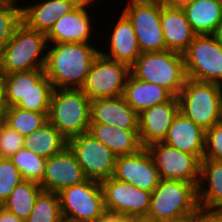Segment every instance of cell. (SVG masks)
I'll list each match as a JSON object with an SVG mask.
<instances>
[{
  "label": "cell",
  "instance_id": "1",
  "mask_svg": "<svg viewBox=\"0 0 222 222\" xmlns=\"http://www.w3.org/2000/svg\"><path fill=\"white\" fill-rule=\"evenodd\" d=\"M93 43H49L45 75L53 88L81 89L93 61L100 53Z\"/></svg>",
  "mask_w": 222,
  "mask_h": 222
},
{
  "label": "cell",
  "instance_id": "2",
  "mask_svg": "<svg viewBox=\"0 0 222 222\" xmlns=\"http://www.w3.org/2000/svg\"><path fill=\"white\" fill-rule=\"evenodd\" d=\"M199 210L194 183L161 179L151 192L150 208L143 222H172Z\"/></svg>",
  "mask_w": 222,
  "mask_h": 222
},
{
  "label": "cell",
  "instance_id": "3",
  "mask_svg": "<svg viewBox=\"0 0 222 222\" xmlns=\"http://www.w3.org/2000/svg\"><path fill=\"white\" fill-rule=\"evenodd\" d=\"M47 46L46 33L30 29L21 22L0 54V71L6 75L44 69Z\"/></svg>",
  "mask_w": 222,
  "mask_h": 222
},
{
  "label": "cell",
  "instance_id": "4",
  "mask_svg": "<svg viewBox=\"0 0 222 222\" xmlns=\"http://www.w3.org/2000/svg\"><path fill=\"white\" fill-rule=\"evenodd\" d=\"M53 89L44 69L6 74L3 89L5 107L17 106L48 116Z\"/></svg>",
  "mask_w": 222,
  "mask_h": 222
},
{
  "label": "cell",
  "instance_id": "5",
  "mask_svg": "<svg viewBox=\"0 0 222 222\" xmlns=\"http://www.w3.org/2000/svg\"><path fill=\"white\" fill-rule=\"evenodd\" d=\"M91 100L82 89L54 88L48 121L67 139L89 131Z\"/></svg>",
  "mask_w": 222,
  "mask_h": 222
},
{
  "label": "cell",
  "instance_id": "6",
  "mask_svg": "<svg viewBox=\"0 0 222 222\" xmlns=\"http://www.w3.org/2000/svg\"><path fill=\"white\" fill-rule=\"evenodd\" d=\"M130 73L145 82H152L177 97L186 81L183 54L173 51L143 52L130 66Z\"/></svg>",
  "mask_w": 222,
  "mask_h": 222
},
{
  "label": "cell",
  "instance_id": "7",
  "mask_svg": "<svg viewBox=\"0 0 222 222\" xmlns=\"http://www.w3.org/2000/svg\"><path fill=\"white\" fill-rule=\"evenodd\" d=\"M179 111L205 131L222 121V85L186 79L179 95Z\"/></svg>",
  "mask_w": 222,
  "mask_h": 222
},
{
  "label": "cell",
  "instance_id": "8",
  "mask_svg": "<svg viewBox=\"0 0 222 222\" xmlns=\"http://www.w3.org/2000/svg\"><path fill=\"white\" fill-rule=\"evenodd\" d=\"M63 220L69 222H93L106 209L101 183L85 181L64 188L57 193Z\"/></svg>",
  "mask_w": 222,
  "mask_h": 222
},
{
  "label": "cell",
  "instance_id": "9",
  "mask_svg": "<svg viewBox=\"0 0 222 222\" xmlns=\"http://www.w3.org/2000/svg\"><path fill=\"white\" fill-rule=\"evenodd\" d=\"M183 58L187 79L222 85V46L212 34L196 35Z\"/></svg>",
  "mask_w": 222,
  "mask_h": 222
},
{
  "label": "cell",
  "instance_id": "10",
  "mask_svg": "<svg viewBox=\"0 0 222 222\" xmlns=\"http://www.w3.org/2000/svg\"><path fill=\"white\" fill-rule=\"evenodd\" d=\"M125 4L121 12L132 23L141 53L167 50L159 0H128Z\"/></svg>",
  "mask_w": 222,
  "mask_h": 222
},
{
  "label": "cell",
  "instance_id": "11",
  "mask_svg": "<svg viewBox=\"0 0 222 222\" xmlns=\"http://www.w3.org/2000/svg\"><path fill=\"white\" fill-rule=\"evenodd\" d=\"M87 179L101 182L113 176L117 156L89 132L67 140Z\"/></svg>",
  "mask_w": 222,
  "mask_h": 222
},
{
  "label": "cell",
  "instance_id": "12",
  "mask_svg": "<svg viewBox=\"0 0 222 222\" xmlns=\"http://www.w3.org/2000/svg\"><path fill=\"white\" fill-rule=\"evenodd\" d=\"M106 211L143 221L150 208L151 192L113 177L101 182Z\"/></svg>",
  "mask_w": 222,
  "mask_h": 222
},
{
  "label": "cell",
  "instance_id": "13",
  "mask_svg": "<svg viewBox=\"0 0 222 222\" xmlns=\"http://www.w3.org/2000/svg\"><path fill=\"white\" fill-rule=\"evenodd\" d=\"M130 66L98 54L93 61L84 86L81 88L90 100L123 95Z\"/></svg>",
  "mask_w": 222,
  "mask_h": 222
},
{
  "label": "cell",
  "instance_id": "14",
  "mask_svg": "<svg viewBox=\"0 0 222 222\" xmlns=\"http://www.w3.org/2000/svg\"><path fill=\"white\" fill-rule=\"evenodd\" d=\"M151 154L161 179L199 182L200 161L186 152L156 142L146 147Z\"/></svg>",
  "mask_w": 222,
  "mask_h": 222
},
{
  "label": "cell",
  "instance_id": "15",
  "mask_svg": "<svg viewBox=\"0 0 222 222\" xmlns=\"http://www.w3.org/2000/svg\"><path fill=\"white\" fill-rule=\"evenodd\" d=\"M112 177L149 192H152L161 180L146 147L133 154L117 156Z\"/></svg>",
  "mask_w": 222,
  "mask_h": 222
},
{
  "label": "cell",
  "instance_id": "16",
  "mask_svg": "<svg viewBox=\"0 0 222 222\" xmlns=\"http://www.w3.org/2000/svg\"><path fill=\"white\" fill-rule=\"evenodd\" d=\"M86 179L73 152L66 146L61 152L46 159L45 173L39 184L43 191L58 193Z\"/></svg>",
  "mask_w": 222,
  "mask_h": 222
},
{
  "label": "cell",
  "instance_id": "17",
  "mask_svg": "<svg viewBox=\"0 0 222 222\" xmlns=\"http://www.w3.org/2000/svg\"><path fill=\"white\" fill-rule=\"evenodd\" d=\"M179 112L177 97L168 102L152 106L138 114V134L143 147L162 142L169 127Z\"/></svg>",
  "mask_w": 222,
  "mask_h": 222
},
{
  "label": "cell",
  "instance_id": "18",
  "mask_svg": "<svg viewBox=\"0 0 222 222\" xmlns=\"http://www.w3.org/2000/svg\"><path fill=\"white\" fill-rule=\"evenodd\" d=\"M88 6L78 5L73 11L56 20L46 34L48 43H90L93 41L92 20Z\"/></svg>",
  "mask_w": 222,
  "mask_h": 222
},
{
  "label": "cell",
  "instance_id": "19",
  "mask_svg": "<svg viewBox=\"0 0 222 222\" xmlns=\"http://www.w3.org/2000/svg\"><path fill=\"white\" fill-rule=\"evenodd\" d=\"M162 142L201 161L204 156L205 130L179 111Z\"/></svg>",
  "mask_w": 222,
  "mask_h": 222
},
{
  "label": "cell",
  "instance_id": "20",
  "mask_svg": "<svg viewBox=\"0 0 222 222\" xmlns=\"http://www.w3.org/2000/svg\"><path fill=\"white\" fill-rule=\"evenodd\" d=\"M116 21L114 22L115 25H112L113 29L111 27L109 30L111 33L107 38L109 39V47L107 48L109 52L100 49L99 52L106 58L131 66L141 54L135 30L122 12Z\"/></svg>",
  "mask_w": 222,
  "mask_h": 222
},
{
  "label": "cell",
  "instance_id": "21",
  "mask_svg": "<svg viewBox=\"0 0 222 222\" xmlns=\"http://www.w3.org/2000/svg\"><path fill=\"white\" fill-rule=\"evenodd\" d=\"M90 123H104L120 129H138V113L123 96L91 100Z\"/></svg>",
  "mask_w": 222,
  "mask_h": 222
},
{
  "label": "cell",
  "instance_id": "22",
  "mask_svg": "<svg viewBox=\"0 0 222 222\" xmlns=\"http://www.w3.org/2000/svg\"><path fill=\"white\" fill-rule=\"evenodd\" d=\"M77 6L73 0H41L21 6V20L30 29L47 34L56 20Z\"/></svg>",
  "mask_w": 222,
  "mask_h": 222
},
{
  "label": "cell",
  "instance_id": "23",
  "mask_svg": "<svg viewBox=\"0 0 222 222\" xmlns=\"http://www.w3.org/2000/svg\"><path fill=\"white\" fill-rule=\"evenodd\" d=\"M161 29L168 51L183 54L197 35L183 9L166 7L161 4Z\"/></svg>",
  "mask_w": 222,
  "mask_h": 222
},
{
  "label": "cell",
  "instance_id": "24",
  "mask_svg": "<svg viewBox=\"0 0 222 222\" xmlns=\"http://www.w3.org/2000/svg\"><path fill=\"white\" fill-rule=\"evenodd\" d=\"M197 197L199 208L202 210L222 208V160L200 161Z\"/></svg>",
  "mask_w": 222,
  "mask_h": 222
},
{
  "label": "cell",
  "instance_id": "25",
  "mask_svg": "<svg viewBox=\"0 0 222 222\" xmlns=\"http://www.w3.org/2000/svg\"><path fill=\"white\" fill-rule=\"evenodd\" d=\"M88 132L116 156L133 154L143 148L138 129H120L104 123H90Z\"/></svg>",
  "mask_w": 222,
  "mask_h": 222
},
{
  "label": "cell",
  "instance_id": "26",
  "mask_svg": "<svg viewBox=\"0 0 222 222\" xmlns=\"http://www.w3.org/2000/svg\"><path fill=\"white\" fill-rule=\"evenodd\" d=\"M122 96L138 114L147 108L168 102L173 97L165 88L152 82L142 81L131 73L127 78Z\"/></svg>",
  "mask_w": 222,
  "mask_h": 222
},
{
  "label": "cell",
  "instance_id": "27",
  "mask_svg": "<svg viewBox=\"0 0 222 222\" xmlns=\"http://www.w3.org/2000/svg\"><path fill=\"white\" fill-rule=\"evenodd\" d=\"M183 11L197 35L213 34L222 20V0H193Z\"/></svg>",
  "mask_w": 222,
  "mask_h": 222
},
{
  "label": "cell",
  "instance_id": "28",
  "mask_svg": "<svg viewBox=\"0 0 222 222\" xmlns=\"http://www.w3.org/2000/svg\"><path fill=\"white\" fill-rule=\"evenodd\" d=\"M66 146L67 139L49 121L24 136L23 147L45 159L61 152Z\"/></svg>",
  "mask_w": 222,
  "mask_h": 222
},
{
  "label": "cell",
  "instance_id": "29",
  "mask_svg": "<svg viewBox=\"0 0 222 222\" xmlns=\"http://www.w3.org/2000/svg\"><path fill=\"white\" fill-rule=\"evenodd\" d=\"M42 191L43 189L39 183L23 180L12 190L2 206L25 221Z\"/></svg>",
  "mask_w": 222,
  "mask_h": 222
},
{
  "label": "cell",
  "instance_id": "30",
  "mask_svg": "<svg viewBox=\"0 0 222 222\" xmlns=\"http://www.w3.org/2000/svg\"><path fill=\"white\" fill-rule=\"evenodd\" d=\"M0 119L10 128L25 136L31 134L48 121L45 113L34 112L17 106L5 107Z\"/></svg>",
  "mask_w": 222,
  "mask_h": 222
},
{
  "label": "cell",
  "instance_id": "31",
  "mask_svg": "<svg viewBox=\"0 0 222 222\" xmlns=\"http://www.w3.org/2000/svg\"><path fill=\"white\" fill-rule=\"evenodd\" d=\"M10 159L18 168L24 180L36 183L42 181L45 173V158L36 155L28 148L22 147Z\"/></svg>",
  "mask_w": 222,
  "mask_h": 222
},
{
  "label": "cell",
  "instance_id": "32",
  "mask_svg": "<svg viewBox=\"0 0 222 222\" xmlns=\"http://www.w3.org/2000/svg\"><path fill=\"white\" fill-rule=\"evenodd\" d=\"M63 220L57 193L42 191L24 222H61Z\"/></svg>",
  "mask_w": 222,
  "mask_h": 222
},
{
  "label": "cell",
  "instance_id": "33",
  "mask_svg": "<svg viewBox=\"0 0 222 222\" xmlns=\"http://www.w3.org/2000/svg\"><path fill=\"white\" fill-rule=\"evenodd\" d=\"M20 2L14 1L0 5V54L12 37L16 27L22 22Z\"/></svg>",
  "mask_w": 222,
  "mask_h": 222
},
{
  "label": "cell",
  "instance_id": "34",
  "mask_svg": "<svg viewBox=\"0 0 222 222\" xmlns=\"http://www.w3.org/2000/svg\"><path fill=\"white\" fill-rule=\"evenodd\" d=\"M24 179L10 158H0V205Z\"/></svg>",
  "mask_w": 222,
  "mask_h": 222
},
{
  "label": "cell",
  "instance_id": "35",
  "mask_svg": "<svg viewBox=\"0 0 222 222\" xmlns=\"http://www.w3.org/2000/svg\"><path fill=\"white\" fill-rule=\"evenodd\" d=\"M24 136L7 126L0 119V158L12 157L23 147Z\"/></svg>",
  "mask_w": 222,
  "mask_h": 222
},
{
  "label": "cell",
  "instance_id": "36",
  "mask_svg": "<svg viewBox=\"0 0 222 222\" xmlns=\"http://www.w3.org/2000/svg\"><path fill=\"white\" fill-rule=\"evenodd\" d=\"M203 159L222 160V121L205 131Z\"/></svg>",
  "mask_w": 222,
  "mask_h": 222
},
{
  "label": "cell",
  "instance_id": "37",
  "mask_svg": "<svg viewBox=\"0 0 222 222\" xmlns=\"http://www.w3.org/2000/svg\"><path fill=\"white\" fill-rule=\"evenodd\" d=\"M93 222H134V220L127 216L105 211L102 215L96 218Z\"/></svg>",
  "mask_w": 222,
  "mask_h": 222
},
{
  "label": "cell",
  "instance_id": "38",
  "mask_svg": "<svg viewBox=\"0 0 222 222\" xmlns=\"http://www.w3.org/2000/svg\"><path fill=\"white\" fill-rule=\"evenodd\" d=\"M0 222H24L23 219L18 218L14 213L6 210L3 206L0 207Z\"/></svg>",
  "mask_w": 222,
  "mask_h": 222
},
{
  "label": "cell",
  "instance_id": "39",
  "mask_svg": "<svg viewBox=\"0 0 222 222\" xmlns=\"http://www.w3.org/2000/svg\"><path fill=\"white\" fill-rule=\"evenodd\" d=\"M193 0H159L166 7L183 9L188 6Z\"/></svg>",
  "mask_w": 222,
  "mask_h": 222
},
{
  "label": "cell",
  "instance_id": "40",
  "mask_svg": "<svg viewBox=\"0 0 222 222\" xmlns=\"http://www.w3.org/2000/svg\"><path fill=\"white\" fill-rule=\"evenodd\" d=\"M205 222H222V212L220 210H203Z\"/></svg>",
  "mask_w": 222,
  "mask_h": 222
},
{
  "label": "cell",
  "instance_id": "41",
  "mask_svg": "<svg viewBox=\"0 0 222 222\" xmlns=\"http://www.w3.org/2000/svg\"><path fill=\"white\" fill-rule=\"evenodd\" d=\"M172 222H205L204 216H203V210L200 209L198 212H196L193 215L174 220Z\"/></svg>",
  "mask_w": 222,
  "mask_h": 222
},
{
  "label": "cell",
  "instance_id": "42",
  "mask_svg": "<svg viewBox=\"0 0 222 222\" xmlns=\"http://www.w3.org/2000/svg\"><path fill=\"white\" fill-rule=\"evenodd\" d=\"M3 89H4V74L0 71V114L5 108Z\"/></svg>",
  "mask_w": 222,
  "mask_h": 222
},
{
  "label": "cell",
  "instance_id": "43",
  "mask_svg": "<svg viewBox=\"0 0 222 222\" xmlns=\"http://www.w3.org/2000/svg\"><path fill=\"white\" fill-rule=\"evenodd\" d=\"M212 35L215 37L216 41L222 46V20L218 23Z\"/></svg>",
  "mask_w": 222,
  "mask_h": 222
},
{
  "label": "cell",
  "instance_id": "44",
  "mask_svg": "<svg viewBox=\"0 0 222 222\" xmlns=\"http://www.w3.org/2000/svg\"><path fill=\"white\" fill-rule=\"evenodd\" d=\"M77 5H81V6H88V7H91L90 5L93 3H96L94 2L95 0H73Z\"/></svg>",
  "mask_w": 222,
  "mask_h": 222
},
{
  "label": "cell",
  "instance_id": "45",
  "mask_svg": "<svg viewBox=\"0 0 222 222\" xmlns=\"http://www.w3.org/2000/svg\"><path fill=\"white\" fill-rule=\"evenodd\" d=\"M14 1H17V0H0V5L6 4V3H9V2H14Z\"/></svg>",
  "mask_w": 222,
  "mask_h": 222
}]
</instances>
